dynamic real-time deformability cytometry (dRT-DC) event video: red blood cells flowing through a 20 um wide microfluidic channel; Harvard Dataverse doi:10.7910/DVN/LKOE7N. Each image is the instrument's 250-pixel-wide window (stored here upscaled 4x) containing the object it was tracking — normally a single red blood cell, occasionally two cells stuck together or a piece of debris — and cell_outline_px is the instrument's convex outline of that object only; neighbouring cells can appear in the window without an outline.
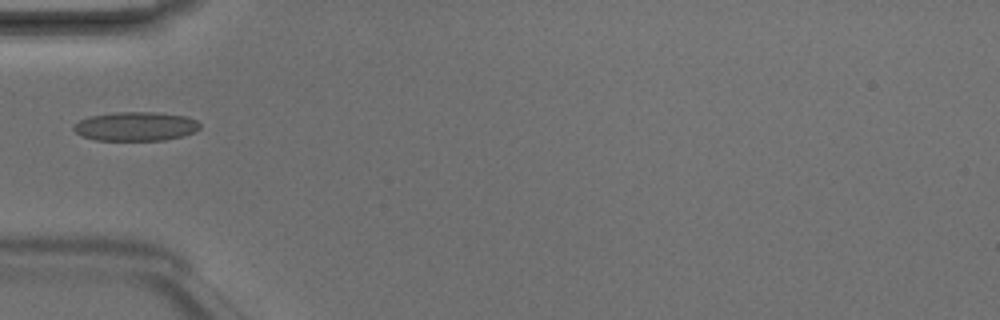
{"species": "Egyptian fruit bat (a non-hibernating species)", "species_latin": "Rousettus aegyptiacus", "temperature_condition": "room temperature", "stored_images_in_passage": 1, "camera_frame_rate_fps": 3000, "um_per_image_px": 0.085, "animal": {"sex": "male"}, "frame": {"image": 1, "passage_image": 1, "time_ms": 0.0, "image_size_px": [1000, 320], "cell_outline_px": [[200, 128], [192, 132], [180, 136], [164, 140], [96, 140], [80, 136], [72, 128], [72, 124], [88, 116], [116, 112], [156, 112], [184, 116], [196, 120], [200, 124]], "centroid_in_image_um": [11.47, 10.74], "position_along_channel_um": 73.5, "area_um2": 21.33}}